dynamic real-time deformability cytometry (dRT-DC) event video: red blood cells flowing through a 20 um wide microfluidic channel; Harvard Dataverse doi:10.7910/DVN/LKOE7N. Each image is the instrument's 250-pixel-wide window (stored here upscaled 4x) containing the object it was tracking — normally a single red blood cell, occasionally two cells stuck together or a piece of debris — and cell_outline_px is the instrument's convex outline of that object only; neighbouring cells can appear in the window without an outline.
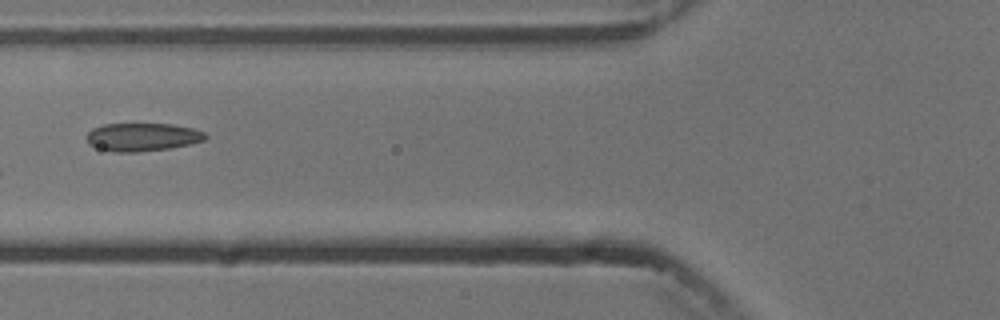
{"species": "common noctule bat (a hibernating species)", "species_latin": "Nyctalus noctula", "temperature_condition": "cold", "stored_images_in_passage": 5, "camera_frame_rate_fps": 3000, "um_per_image_px": 0.085, "animal": {"sex": "male", "body_mass_g": 13.3}, "frame": {"image": 1, "passage_image": 5, "time_ms": 5.0, "image_size_px": [1000, 320], "cell_outline_px": [[208, 136], [204, 140], [172, 148], [136, 152], [112, 152], [88, 144], [84, 136], [92, 128], [104, 124], [172, 124], [192, 128], [204, 132]], "centroid_in_image_um": [12.07, 11.65], "position_along_channel_um": 113.7, "area_um2": 19.54}}